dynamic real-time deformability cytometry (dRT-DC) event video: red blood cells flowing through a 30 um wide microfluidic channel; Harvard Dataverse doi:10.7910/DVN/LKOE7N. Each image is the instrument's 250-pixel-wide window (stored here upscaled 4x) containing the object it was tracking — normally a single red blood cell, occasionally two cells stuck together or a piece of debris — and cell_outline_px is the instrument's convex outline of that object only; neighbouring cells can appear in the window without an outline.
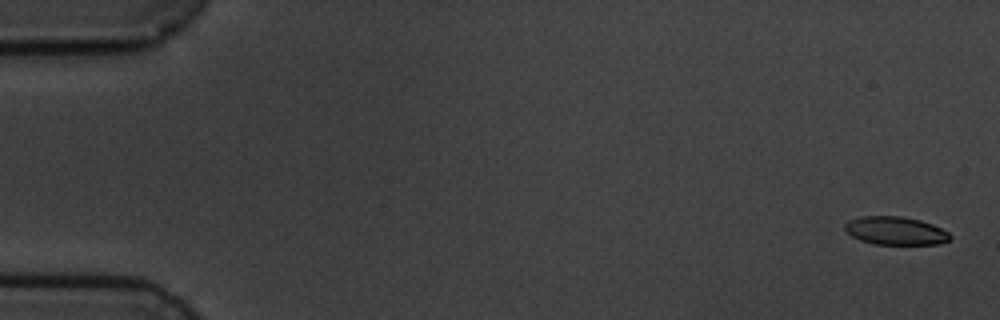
{"species": "common noctule bat (a hibernating species)", "species_latin": "Nyctalus noctula", "temperature_condition": "cold", "stored_images_in_passage": 4, "camera_frame_rate_fps": 3000, "um_per_image_px": 0.085, "animal": {"sex": "male", "body_mass_g": 19.5, "forearm_length_mm": 54.6}, "frame": {"image": 1, "passage_image": 1, "time_ms": 0.0, "image_size_px": [1000, 320], "cell_outline_px": [[952, 236], [948, 240], [940, 244], [872, 244], [860, 240], [852, 236], [844, 228], [844, 224], [848, 220], [860, 216], [904, 216], [920, 220], [932, 224], [948, 232]], "centroid_in_image_um": [76.1, 19.61], "position_along_channel_um": 8.9, "area_um2": 17.34}}
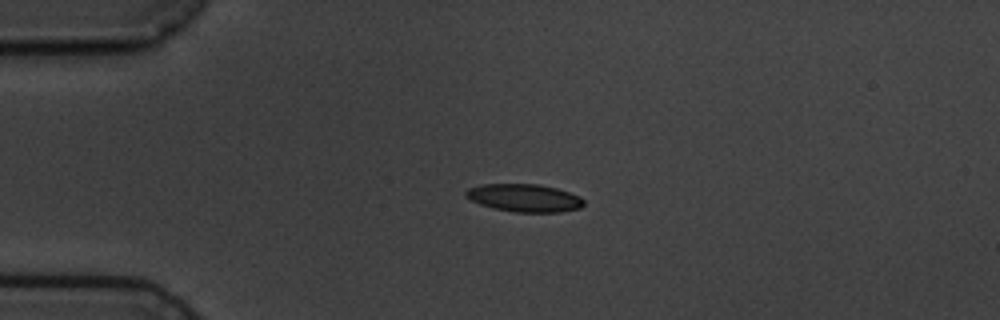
{"frame": {"image": 2, "passage_image": 3, "time_ms": 4.0, "image_size_px": [1000, 320], "cell_outline_px": [[584, 204], [580, 208], [560, 212], [516, 212], [492, 208], [480, 204], [464, 196], [464, 192], [468, 188], [480, 184], [540, 184], [556, 188], [580, 196], [584, 200]], "centroid_in_image_um": [44.55, 16.82], "position_along_channel_um": 40.4, "area_um2": 19.19}}